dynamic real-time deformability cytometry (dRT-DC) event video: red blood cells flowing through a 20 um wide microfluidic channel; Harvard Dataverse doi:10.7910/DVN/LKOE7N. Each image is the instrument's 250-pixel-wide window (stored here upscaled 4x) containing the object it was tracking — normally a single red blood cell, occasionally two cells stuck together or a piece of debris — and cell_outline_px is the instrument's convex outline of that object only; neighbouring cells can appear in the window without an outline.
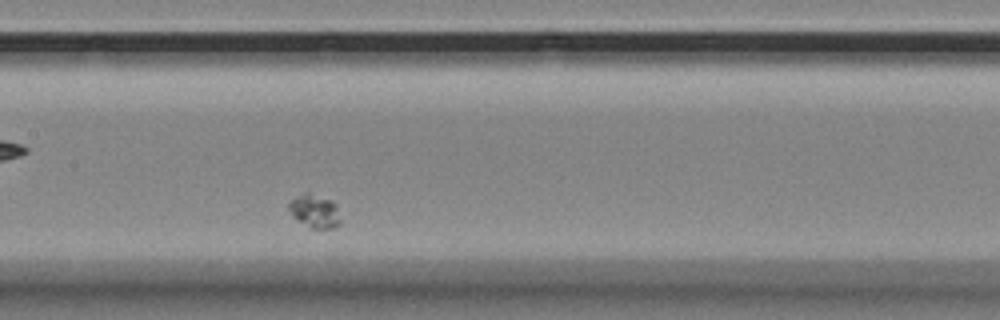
{"species": "Egyptian fruit bat (a non-hibernating species)", "species_latin": "Rousettus aegyptiacus", "temperature_condition": "room temperature", "stored_images_in_passage": 48, "segment_of_instrument_passage": [2, 3], "camera_frame_rate_fps": 3000, "um_per_image_px": 0.085, "animal": {"sex": "female"}, "frame": {"image": 1, "passage_image": 21, "time_ms": 6.667, "image_size_px": [1000, 320], "cell_outline_px": [[340, 224], [336, 228], [308, 228], [292, 216], [288, 208], [288, 204], [296, 196], [304, 192], [308, 192], [332, 200], [336, 204], [340, 220]], "centroid_in_image_um": [26.75, 17.95], "position_along_channel_um": 180.7, "area_um2": 10.17}}
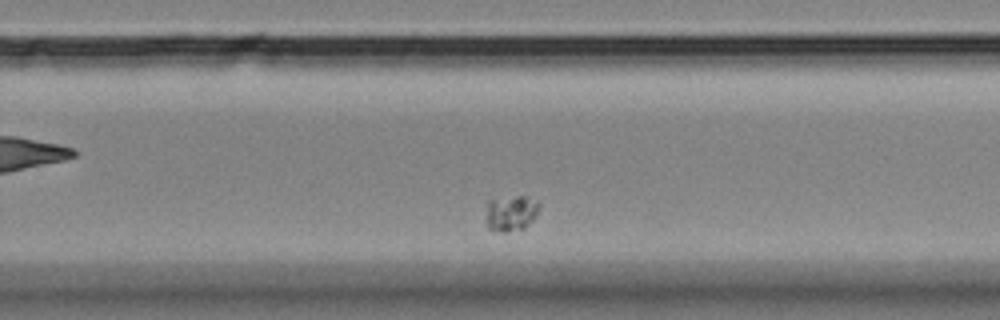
{"frame": {"image": 2, "passage_image": 31, "time_ms": 10.0, "image_size_px": [1000, 320], "cell_outline_px": [[540, 208], [536, 216], [524, 228], [504, 232], [488, 228], [484, 220], [488, 200], [516, 196], [524, 196], [540, 204]], "centroid_in_image_um": [43.39, 18.12], "position_along_channel_um": 286.4, "area_um2": 11.1}}
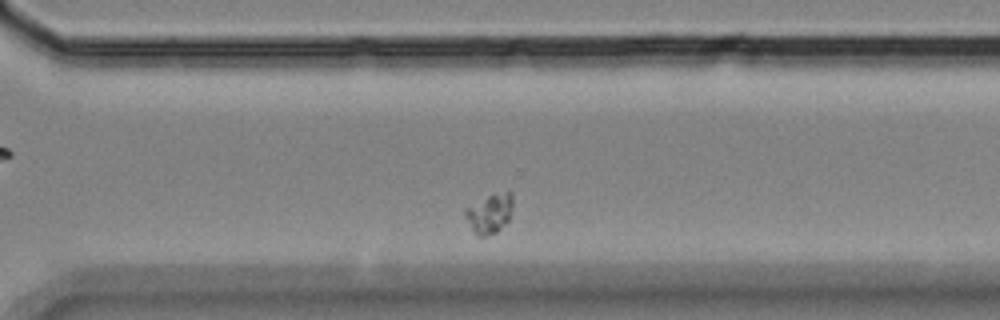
{"frame": {"image": 3, "passage_image": 35, "time_ms": 11.333, "image_size_px": [1000, 320], "cell_outline_px": [[512, 208], [508, 220], [496, 232], [484, 236], [476, 236], [472, 232], [464, 216], [464, 208], [488, 196], [508, 192], [512, 192]], "centroid_in_image_um": [41.56, 18.18], "position_along_channel_um": 329.0, "area_um2": 10.81}}